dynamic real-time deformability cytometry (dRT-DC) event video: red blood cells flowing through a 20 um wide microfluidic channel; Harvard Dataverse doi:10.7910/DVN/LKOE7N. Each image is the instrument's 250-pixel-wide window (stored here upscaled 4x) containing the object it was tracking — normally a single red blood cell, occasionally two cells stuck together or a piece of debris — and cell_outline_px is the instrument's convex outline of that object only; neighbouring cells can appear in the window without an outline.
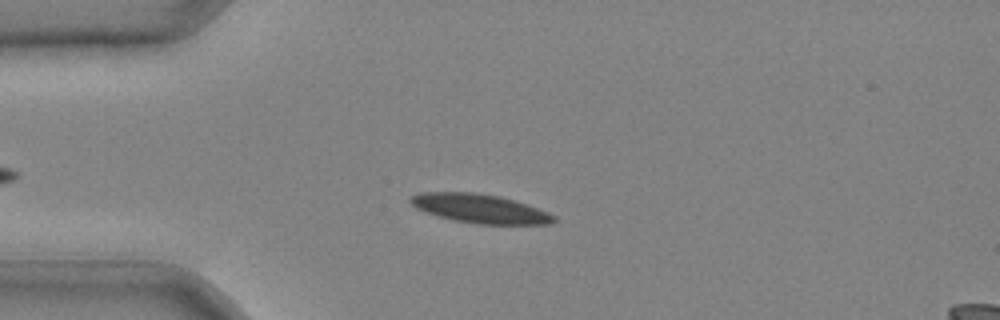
{"species": "common noctule bat (a hibernating species)", "species_latin": "Nyctalus noctula", "temperature_condition": "cold", "stored_images_in_passage": 39, "camera_frame_rate_fps": 3000, "um_per_image_px": 0.085, "animal": {"sex": "male", "body_mass_g": 20.4}, "frame": {"image": 1, "passage_image": 8, "time_ms": 2.333, "image_size_px": [1000, 320], "cell_outline_px": [[560, 220], [552, 224], [476, 224], [452, 220], [424, 212], [416, 208], [408, 200], [412, 196], [420, 192], [472, 192], [500, 196], [548, 212], [556, 216]], "centroid_in_image_um": [40.79, 17.74], "position_along_channel_um": 44.2, "area_um2": 24.22}}
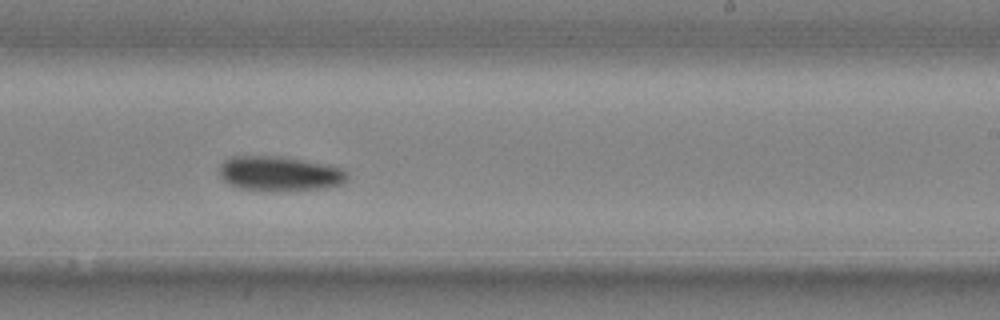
{"frame": {"image": 2, "passage_image": 24, "time_ms": 7.667, "image_size_px": [1000, 320], "cell_outline_px": [[348, 176], [344, 184], [324, 188], [276, 192], [268, 192], [240, 188], [228, 184], [220, 176], [220, 164], [224, 160], [232, 156], [280, 156], [340, 168], [348, 172]], "centroid_in_image_um": [23.73, 14.79], "position_along_channel_um": 265.3, "area_um2": 26.07}}
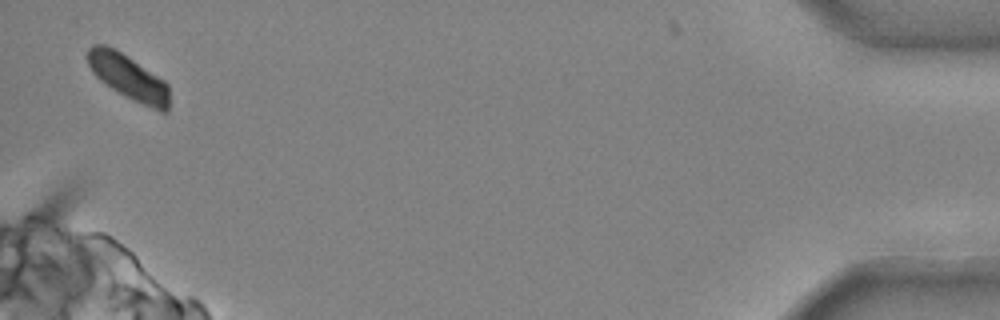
{"frame": {"image": 3, "passage_image": 39, "time_ms": 12.667, "image_size_px": [1000, 320], "cell_outline_px": [[168, 112], [160, 112], [132, 100], [124, 96], [100, 80], [92, 72], [88, 64], [88, 48], [92, 44], [104, 44], [120, 52], [164, 80], [168, 84]], "centroid_in_image_um": [10.91, 6.58], "position_along_channel_um": 424.3, "area_um2": 21.15}}